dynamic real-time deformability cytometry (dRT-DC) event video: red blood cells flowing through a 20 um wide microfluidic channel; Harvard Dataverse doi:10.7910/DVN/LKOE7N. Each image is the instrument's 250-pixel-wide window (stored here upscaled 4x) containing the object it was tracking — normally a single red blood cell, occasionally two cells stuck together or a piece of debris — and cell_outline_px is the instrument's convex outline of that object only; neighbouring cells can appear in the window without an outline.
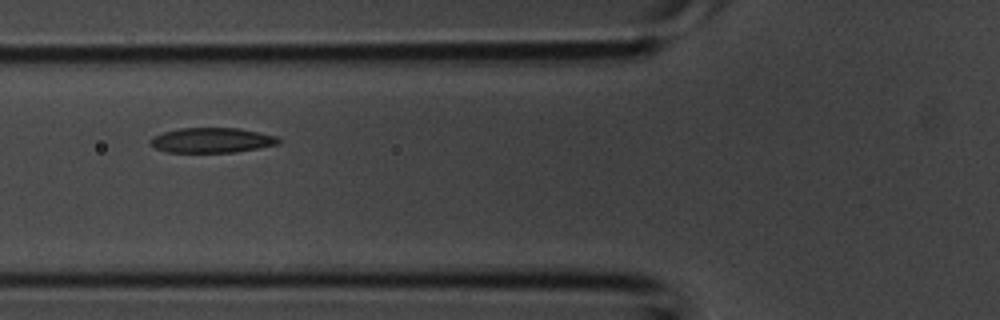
{"species": "common noctule bat (a hibernating species)", "species_latin": "Nyctalus noctula", "temperature_condition": "room temperature", "stored_images_in_passage": 4, "camera_frame_rate_fps": 3000, "um_per_image_px": 0.085, "animal": {"sex": "male", "body_mass_g": 20.1, "forearm_length_mm": 53.5}, "frame": {"image": 1, "passage_image": 4, "time_ms": 1.0, "image_size_px": [1000, 320], "cell_outline_px": [[280, 144], [236, 152], [168, 152], [156, 148], [148, 140], [152, 136], [164, 132], [180, 128], [240, 128], [260, 132], [276, 136], [280, 140]], "centroid_in_image_um": [18.02, 11.91], "position_along_channel_um": 107.8, "area_um2": 18.67}}